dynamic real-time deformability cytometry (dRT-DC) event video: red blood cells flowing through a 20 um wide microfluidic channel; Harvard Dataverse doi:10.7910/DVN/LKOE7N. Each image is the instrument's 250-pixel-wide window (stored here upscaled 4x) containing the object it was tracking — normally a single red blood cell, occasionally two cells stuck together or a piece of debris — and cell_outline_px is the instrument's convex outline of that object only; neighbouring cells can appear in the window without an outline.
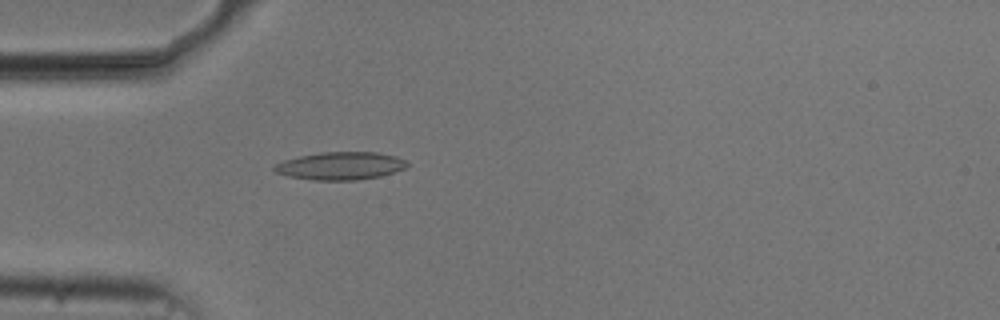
{"species": "common noctule bat (a hibernating species)", "species_latin": "Nyctalus noctula", "temperature_condition": "cold", "stored_images_in_passage": 35, "camera_frame_rate_fps": 3000, "um_per_image_px": 0.085, "animal": {"sex": "male", "body_mass_g": 20.5, "forearm_length_mm": 52.5}, "frame": {"image": 1, "passage_image": 9, "time_ms": 2.667, "image_size_px": [1000, 320], "cell_outline_px": [[408, 164], [404, 168], [380, 176], [356, 180], [312, 180], [288, 176], [276, 172], [272, 168], [276, 164], [284, 160], [300, 156], [320, 152], [376, 152], [396, 156], [404, 160]], "centroid_in_image_um": [28.91, 14.09], "position_along_channel_um": 56.1, "area_um2": 21.33}}
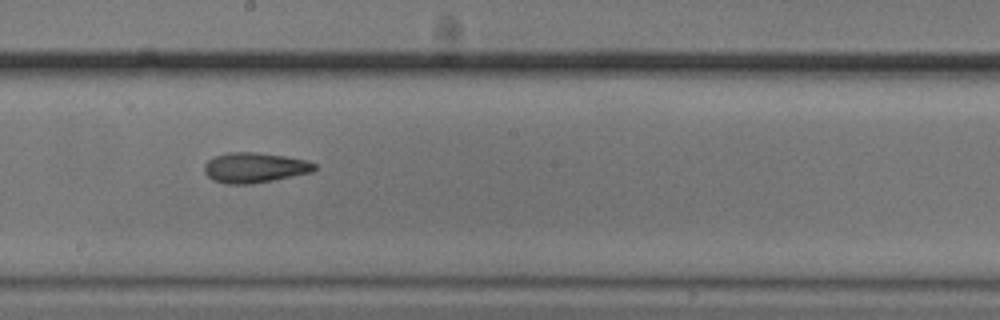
{"frame": {"image": 2, "passage_image": 23, "time_ms": 7.333, "image_size_px": [1000, 320], "cell_outline_px": [[316, 168], [312, 172], [252, 184], [228, 184], [212, 180], [204, 172], [204, 164], [208, 160], [216, 156], [228, 152], [256, 152], [284, 156], [308, 160], [316, 164]], "centroid_in_image_um": [21.63, 14.25], "position_along_channel_um": 226.6, "area_um2": 19.36}}
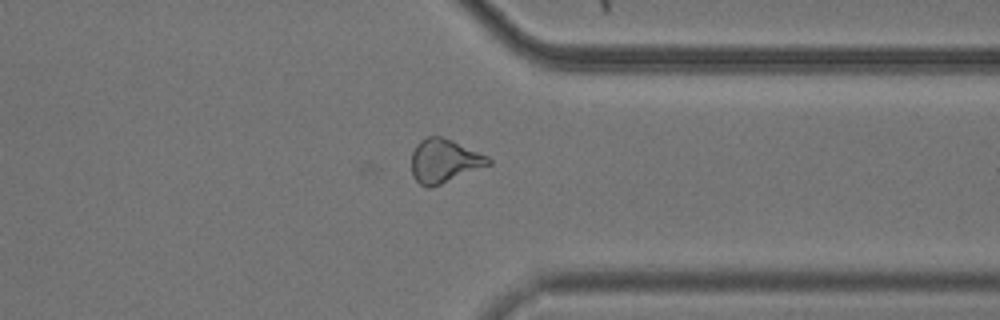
{"frame": {"image": 3, "passage_image": 35, "time_ms": 11.333, "image_size_px": [1000, 320], "cell_outline_px": [[492, 164], [432, 188], [428, 188], [420, 184], [412, 176], [412, 152], [416, 144], [420, 140], [428, 136], [440, 136], [452, 140], [488, 156], [492, 160]], "centroid_in_image_um": [37.76, 13.69], "position_along_channel_um": 373.6, "area_um2": 19.71}, "authors_computed_cell_mechanics": {"area_um2": 19.5942, "velocity_mm_per_s": 3.7452, "shape_relaxation_time_tau1_ms": 8.9777, "shape_relaxation_time_tau2_ms": 3.6459, "deformation_change_tau1": 0.1636, "deformation_change_tau2": 0.12}}